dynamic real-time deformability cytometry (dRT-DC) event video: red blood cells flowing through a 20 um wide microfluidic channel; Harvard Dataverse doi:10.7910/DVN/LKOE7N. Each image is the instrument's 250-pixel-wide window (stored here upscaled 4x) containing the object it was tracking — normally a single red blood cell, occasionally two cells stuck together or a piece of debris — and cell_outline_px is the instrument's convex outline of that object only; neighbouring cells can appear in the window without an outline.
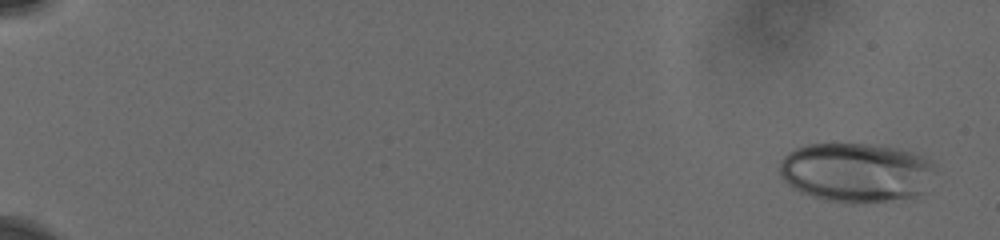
{"species": "human", "species_latin": "Homo sapiens", "temperature_condition": "cold", "stored_images_in_passage": 33, "camera_frame_rate_fps": 3000, "um_per_image_px": 0.085, "donor": {"sex": "male"}, "frame": {"image": 1, "passage_image": 1, "time_ms": 0.0, "image_size_px": [1000, 240], "cell_outline_px": [[936, 164], [924, 192], [912, 196], [884, 200], [852, 204], [844, 204], [824, 200], [800, 192], [788, 184], [780, 176], [776, 168], [780, 160], [788, 152], [796, 148], [808, 144], [868, 144], [896, 148], [912, 152], [924, 156]], "centroid_in_image_um": [72.71, 14.65], "position_along_channel_um": 12.3, "area_um2": 54.04}}